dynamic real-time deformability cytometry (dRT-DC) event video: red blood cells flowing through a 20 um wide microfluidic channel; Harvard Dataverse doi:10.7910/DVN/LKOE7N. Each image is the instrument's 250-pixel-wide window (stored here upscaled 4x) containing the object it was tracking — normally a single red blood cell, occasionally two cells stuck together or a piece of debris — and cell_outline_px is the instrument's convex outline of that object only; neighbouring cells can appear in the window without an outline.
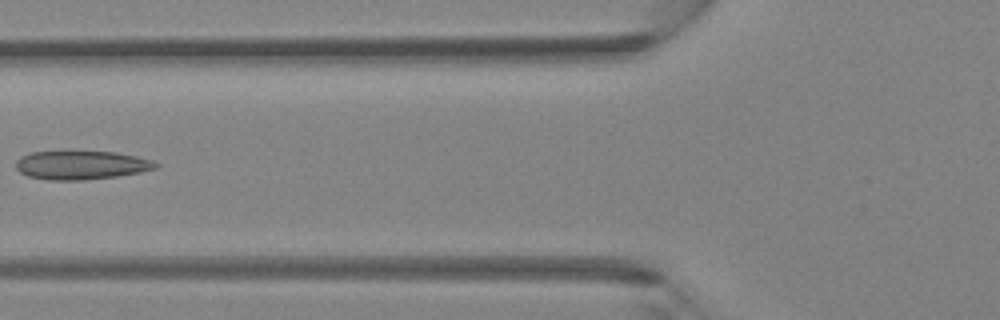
{"species": "Egyptian fruit bat (a non-hibernating species)", "species_latin": "Rousettus aegyptiacus", "temperature_condition": "room temperature", "stored_images_in_passage": 4, "camera_frame_rate_fps": 3000, "um_per_image_px": 0.085, "animal": {"sex": "female"}, "frame": {"image": 1, "passage_image": 4, "time_ms": 1.0, "image_size_px": [1000, 320], "cell_outline_px": [[160, 164], [156, 168], [140, 172], [116, 176], [84, 180], [48, 180], [28, 176], [20, 172], [16, 168], [16, 160], [20, 156], [32, 152], [116, 152], [136, 156], [152, 160]], "centroid_in_image_um": [6.9, 14.04], "position_along_channel_um": 118.9, "area_um2": 23.24}}